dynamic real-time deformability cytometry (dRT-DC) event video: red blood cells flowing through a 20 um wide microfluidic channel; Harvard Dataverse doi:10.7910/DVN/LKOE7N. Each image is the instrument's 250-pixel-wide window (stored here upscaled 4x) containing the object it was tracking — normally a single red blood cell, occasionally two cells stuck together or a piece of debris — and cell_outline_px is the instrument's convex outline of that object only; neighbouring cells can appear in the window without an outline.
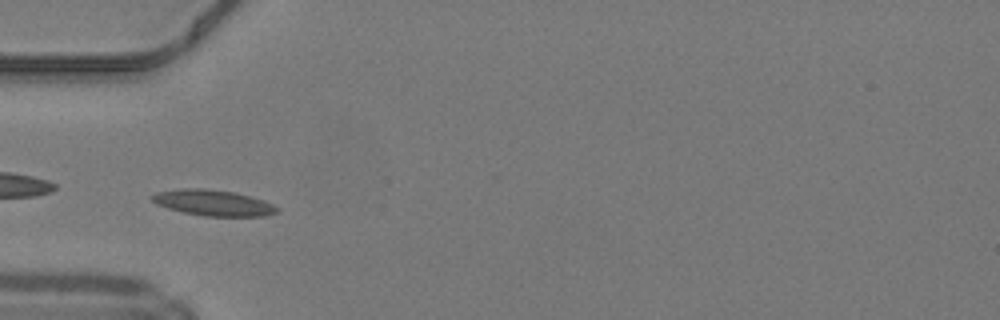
{"species": "common noctule bat (a hibernating species)", "species_latin": "Nyctalus noctula", "temperature_condition": "warm", "stored_images_in_passage": 34, "camera_frame_rate_fps": 3000, "um_per_image_px": 0.085, "animal": {"sex": "male", "body_mass_g": 19.2, "forearm_length_mm": 51.8}, "frame": {"image": 1, "passage_image": 1, "time_ms": 0.0, "image_size_px": [1000, 320], "cell_outline_px": [[280, 212], [264, 216], [204, 216], [184, 212], [168, 208], [156, 204], [148, 196], [156, 192], [180, 188], [204, 188], [232, 192], [252, 196], [264, 200], [280, 208]], "centroid_in_image_um": [18.13, 17.23], "position_along_channel_um": 66.9, "area_um2": 19.02}}
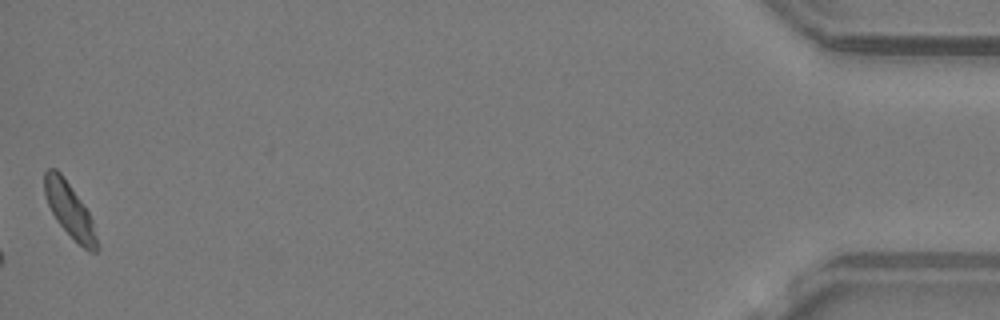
{"frame": {"image": 2, "passage_image": 34, "time_ms": 11.0, "image_size_px": [1000, 320], "cell_outline_px": [[100, 248], [96, 252], [88, 252], [56, 220], [48, 204], [44, 192], [44, 172], [48, 168], [56, 168], [60, 172], [84, 204], [92, 220]], "centroid_in_image_um": [5.93, 17.85], "position_along_channel_um": 429.3, "area_um2": 16.42}, "authors_computed_cell_mechanics": {"area_um2": 16.7042, "velocity_mm_per_s": 4.1756, "shape_relaxation_time_tau1_ms": 4.2376, "shape_relaxation_time_tau2_ms": 6.1718, "deformation_change_tau1": 0.1015, "deformation_change_tau2": 0.1233}}